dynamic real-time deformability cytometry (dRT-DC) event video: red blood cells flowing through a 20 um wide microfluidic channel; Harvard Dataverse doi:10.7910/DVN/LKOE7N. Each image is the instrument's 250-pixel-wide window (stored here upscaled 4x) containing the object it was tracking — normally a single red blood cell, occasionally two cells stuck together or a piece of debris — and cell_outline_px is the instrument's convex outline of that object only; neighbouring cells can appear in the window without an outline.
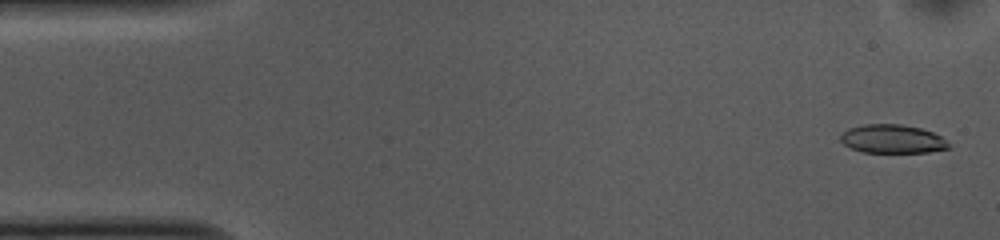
{"species": "common noctule bat (a hibernating species)", "species_latin": "Nyctalus noctula", "temperature_condition": "cold", "stored_images_in_passage": 53, "camera_frame_rate_fps": 3000, "um_per_image_px": 0.085, "animal": {"sex": "female", "body_mass_g": 10.0, "forearm_length_mm": 53.1}, "frame": {"image": 1, "passage_image": 2, "time_ms": 0.333, "image_size_px": [1000, 240], "cell_outline_px": [[952, 148], [928, 152], [860, 152], [848, 148], [840, 140], [840, 136], [848, 128], [864, 124], [900, 124], [920, 128], [932, 132], [940, 136]], "centroid_in_image_um": [75.81, 11.82], "position_along_channel_um": 9.2, "area_um2": 18.03}}
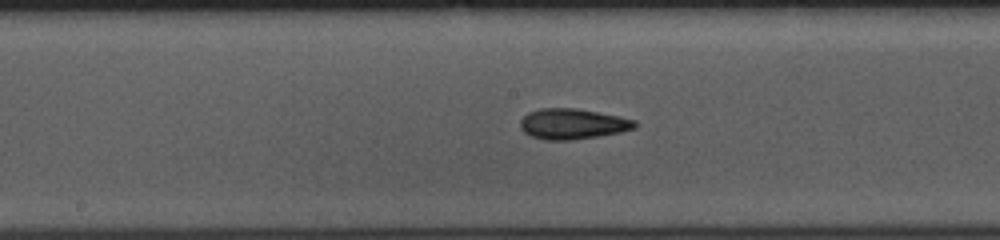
{"frame": {"image": 2, "passage_image": 26, "time_ms": 8.333, "image_size_px": [1000, 240], "cell_outline_px": [[636, 128], [620, 132], [572, 140], [548, 140], [532, 136], [524, 132], [520, 128], [520, 120], [528, 112], [540, 108], [576, 108], [620, 116], [636, 120]], "centroid_in_image_um": [48.67, 10.52], "position_along_channel_um": 199.5, "area_um2": 20.35}}
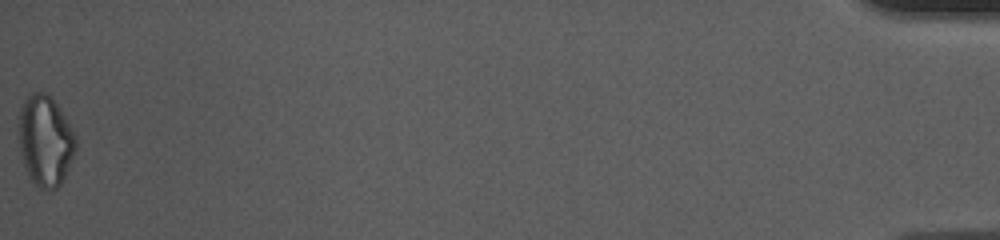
{"frame": {"image": 3, "passage_image": 53, "time_ms": 17.333, "image_size_px": [1000, 240], "cell_outline_px": [[76, 148], [64, 180], [56, 188], [48, 192], [40, 188], [28, 176], [24, 164], [20, 148], [20, 108], [24, 100], [32, 92], [44, 92], [56, 104], [64, 116], [76, 136]], "centroid_in_image_um": [3.87, 12.0], "position_along_channel_um": 431.3, "area_um2": 29.71}, "authors_computed_cell_mechanics": {"area_um2": 19.8254, "velocity_mm_per_s": 3.733, "shape_relaxation_time_tau1_ms": null, "shape_relaxation_time_tau2_ms": 3.8332, "deformation_change_tau1": null, "deformation_change_tau2": 0.114}}